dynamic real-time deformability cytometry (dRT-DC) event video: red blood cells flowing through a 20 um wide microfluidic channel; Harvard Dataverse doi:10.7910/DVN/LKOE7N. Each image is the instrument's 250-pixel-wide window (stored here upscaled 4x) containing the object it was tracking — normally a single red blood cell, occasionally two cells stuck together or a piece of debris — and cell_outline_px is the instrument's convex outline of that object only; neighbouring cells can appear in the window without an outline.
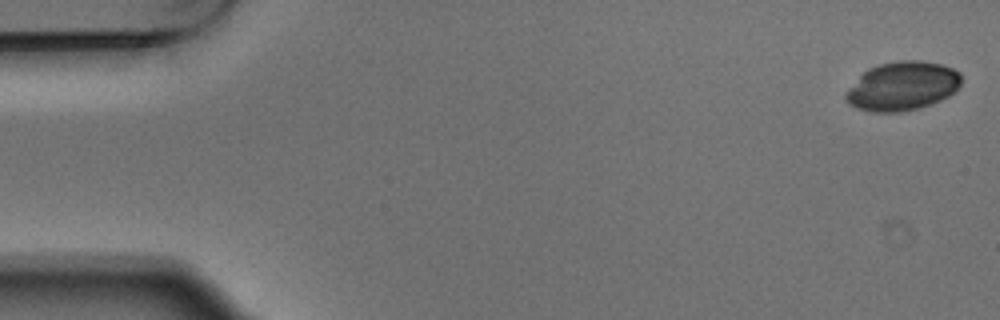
{"species": "Egyptian fruit bat (a non-hibernating species)", "species_latin": "Rousettus aegyptiacus", "temperature_condition": "warm", "stored_images_in_passage": 5, "camera_frame_rate_fps": 3000, "um_per_image_px": 0.085, "animal": {"sex": "male"}, "frame": {"image": 1, "passage_image": 1, "time_ms": 0.0, "image_size_px": [1000, 320], "cell_outline_px": [[960, 84], [948, 96], [940, 100], [916, 108], [900, 112], [872, 112], [856, 108], [848, 104], [844, 96], [844, 92], [868, 68], [880, 64], [900, 60], [920, 60], [940, 64], [952, 68], [960, 72]], "centroid_in_image_um": [76.66, 7.31], "position_along_channel_um": 8.3, "area_um2": 32.66}}